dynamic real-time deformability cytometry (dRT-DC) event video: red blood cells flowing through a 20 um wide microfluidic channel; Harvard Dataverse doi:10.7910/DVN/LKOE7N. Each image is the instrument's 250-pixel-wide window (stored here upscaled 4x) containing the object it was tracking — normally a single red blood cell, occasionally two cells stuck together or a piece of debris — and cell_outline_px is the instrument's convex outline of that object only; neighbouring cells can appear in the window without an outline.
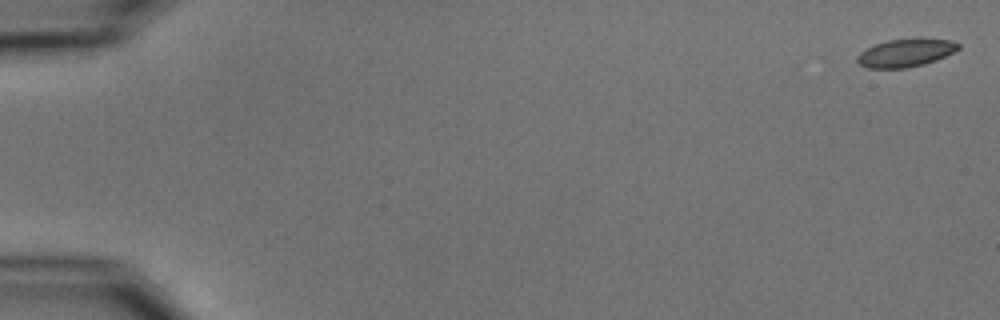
{"species": "common noctule bat (a hibernating species)", "species_latin": "Nyctalus noctula", "temperature_condition": "cold", "stored_images_in_passage": 6, "camera_frame_rate_fps": 3000, "um_per_image_px": 0.085, "animal": {"sex": "male", "body_mass_g": 15.6}, "frame": {"image": 1, "passage_image": 1, "time_ms": 0.0, "image_size_px": [1000, 320], "cell_outline_px": [[960, 48], [936, 60], [924, 64], [908, 68], [868, 68], [860, 64], [856, 60], [856, 56], [860, 52], [876, 44], [888, 40], [952, 40], [960, 44]], "centroid_in_image_um": [76.95, 4.52], "position_along_channel_um": 8.1, "area_um2": 15.95}}
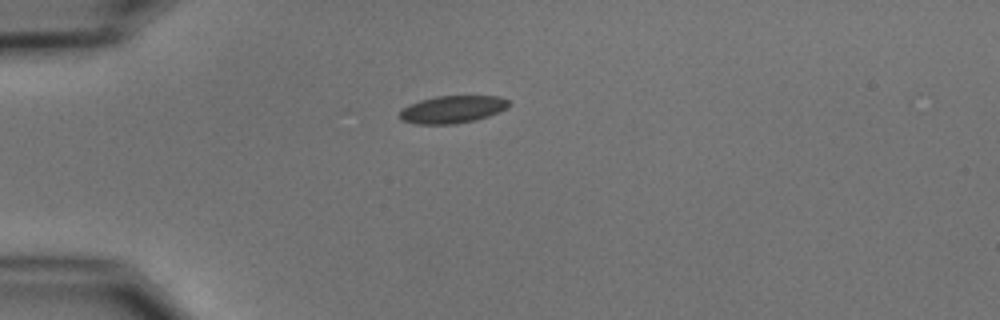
{"frame": {"image": 2, "passage_image": 5, "time_ms": 4.667, "image_size_px": [1000, 320], "cell_outline_px": [[512, 104], [508, 108], [500, 112], [476, 120], [452, 124], [416, 124], [400, 120], [400, 112], [408, 104], [420, 100], [436, 96], [500, 96], [508, 100]], "centroid_in_image_um": [38.49, 9.29], "position_along_channel_um": 46.5, "area_um2": 17.63}}